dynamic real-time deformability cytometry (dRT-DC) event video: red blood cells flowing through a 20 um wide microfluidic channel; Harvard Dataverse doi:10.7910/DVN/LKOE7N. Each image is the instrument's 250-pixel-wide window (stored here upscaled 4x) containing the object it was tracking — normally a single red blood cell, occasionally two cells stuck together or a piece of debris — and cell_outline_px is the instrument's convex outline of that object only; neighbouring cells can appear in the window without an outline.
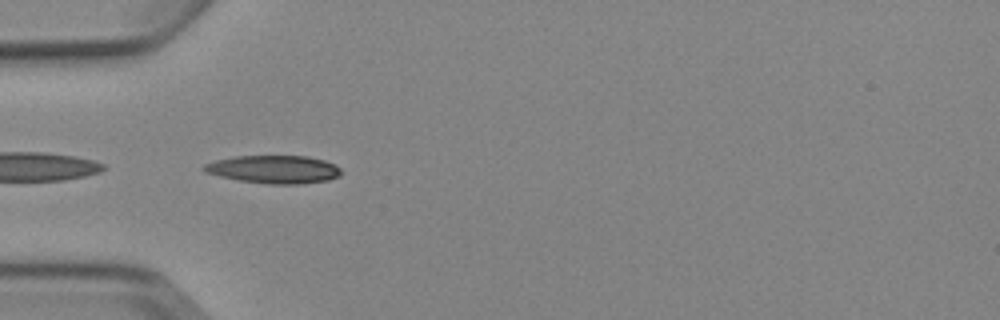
{"species": "Egyptian fruit bat (a non-hibernating species)", "species_latin": "Rousettus aegyptiacus", "temperature_condition": "cold", "stored_images_in_passage": 6, "camera_frame_rate_fps": 3000, "um_per_image_px": 0.085, "animal": {"sex": "female"}, "frame": {"image": 1, "passage_image": 5, "time_ms": 4.667, "image_size_px": [1000, 320], "cell_outline_px": [[340, 176], [328, 180], [300, 184], [268, 184], [240, 180], [220, 176], [204, 172], [200, 168], [204, 164], [216, 160], [236, 156], [308, 156], [324, 160], [336, 164], [340, 168]], "centroid_in_image_um": [23.28, 14.39], "position_along_channel_um": 61.7, "area_um2": 22.43}}
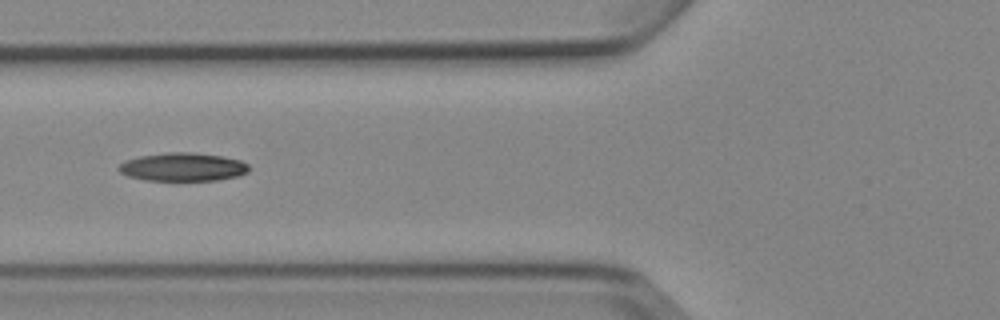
{"frame": {"image": 2, "passage_image": 6, "time_ms": 6.0, "image_size_px": [1000, 320], "cell_outline_px": [[248, 172], [240, 176], [216, 180], [144, 180], [128, 176], [120, 172], [116, 168], [120, 164], [128, 160], [140, 156], [168, 152], [192, 152], [224, 156], [240, 160], [248, 164]], "centroid_in_image_um": [15.56, 14.19], "position_along_channel_um": 110.2, "area_um2": 21.5}}